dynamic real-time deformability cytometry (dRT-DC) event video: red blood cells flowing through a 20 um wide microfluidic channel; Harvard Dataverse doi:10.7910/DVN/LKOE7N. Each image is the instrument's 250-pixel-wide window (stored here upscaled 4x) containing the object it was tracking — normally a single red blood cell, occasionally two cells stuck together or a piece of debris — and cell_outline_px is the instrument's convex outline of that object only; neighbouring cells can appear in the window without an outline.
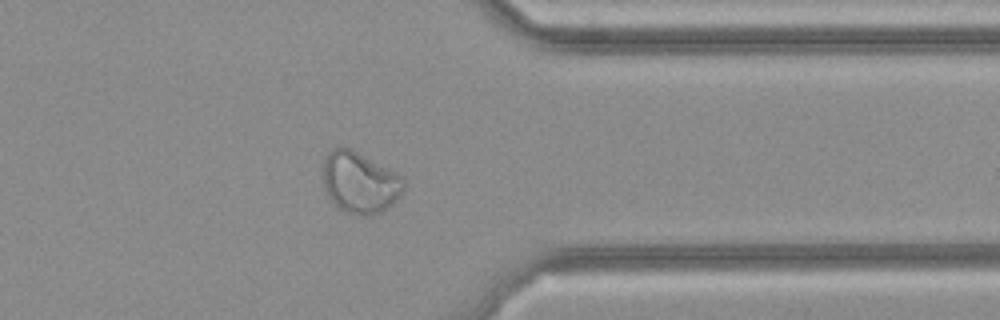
{"species": "common noctule bat (a hibernating species)", "species_latin": "Nyctalus noctula", "temperature_condition": "cold", "stored_images_in_passage": 28, "camera_frame_rate_fps": 3000, "um_per_image_px": 0.085, "animal": {"sex": "female", "body_mass_g": 21.9}, "frame": {"image": 1, "passage_image": 20, "time_ms": 6.333, "image_size_px": [1000, 320], "cell_outline_px": [[404, 188], [400, 196], [392, 204], [380, 212], [364, 216], [360, 216], [344, 212], [328, 196], [324, 188], [320, 172], [324, 156], [332, 148], [352, 148], [404, 176]], "centroid_in_image_um": [30.55, 15.48], "position_along_channel_um": 380.8, "area_um2": 29.42}}